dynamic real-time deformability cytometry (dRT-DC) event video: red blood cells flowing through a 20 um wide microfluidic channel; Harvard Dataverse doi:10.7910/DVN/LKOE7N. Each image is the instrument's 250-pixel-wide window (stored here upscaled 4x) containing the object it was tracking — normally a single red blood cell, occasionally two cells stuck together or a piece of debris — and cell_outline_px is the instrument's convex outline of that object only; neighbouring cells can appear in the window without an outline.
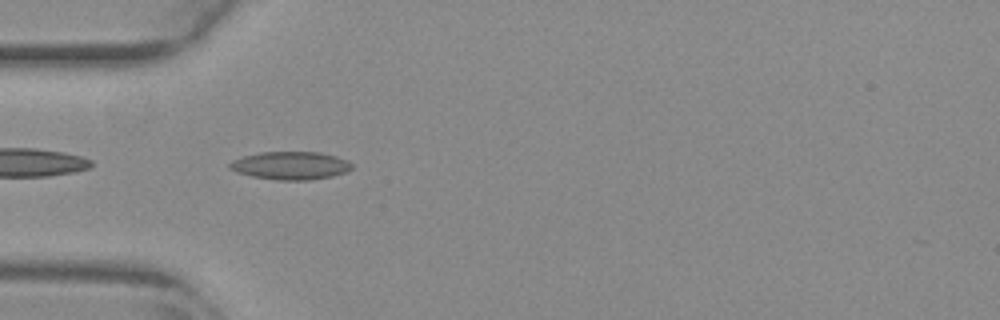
{"species": "common noctule bat (a hibernating species)", "species_latin": "Nyctalus noctula", "temperature_condition": "warm", "stored_images_in_passage": 39, "camera_frame_rate_fps": 3000, "um_per_image_px": 0.085, "animal": {"sex": "female", "body_mass_g": 29.2, "forearm_length_mm": 56.3}, "frame": {"image": 1, "passage_image": 2, "time_ms": 0.333, "image_size_px": [1000, 320], "cell_outline_px": [[352, 168], [344, 172], [332, 176], [308, 180], [280, 180], [252, 176], [236, 172], [228, 168], [228, 164], [232, 160], [244, 156], [260, 152], [320, 152], [336, 156], [348, 160], [352, 164]], "centroid_in_image_um": [24.68, 14.06], "position_along_channel_um": 60.3, "area_um2": 19.88}}
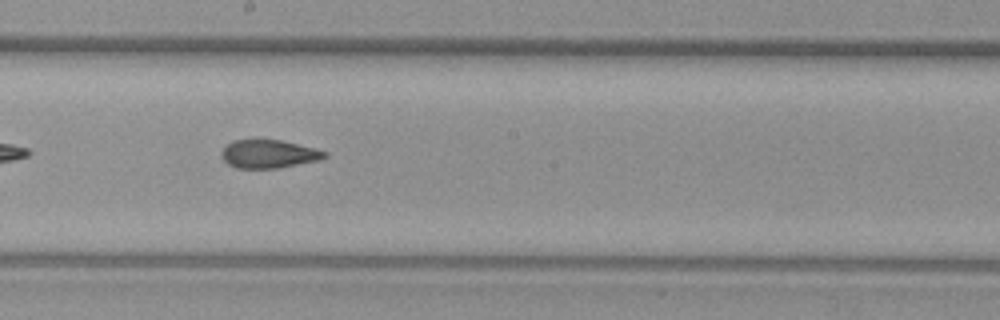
{"frame": {"image": 2, "passage_image": 15, "time_ms": 4.667, "image_size_px": [1000, 320], "cell_outline_px": [[328, 156], [320, 160], [280, 168], [236, 168], [228, 164], [224, 160], [220, 152], [232, 140], [252, 136], [256, 136], [280, 140], [328, 152]], "centroid_in_image_um": [22.8, 13.04], "position_along_channel_um": 225.4, "area_um2": 17.63}}
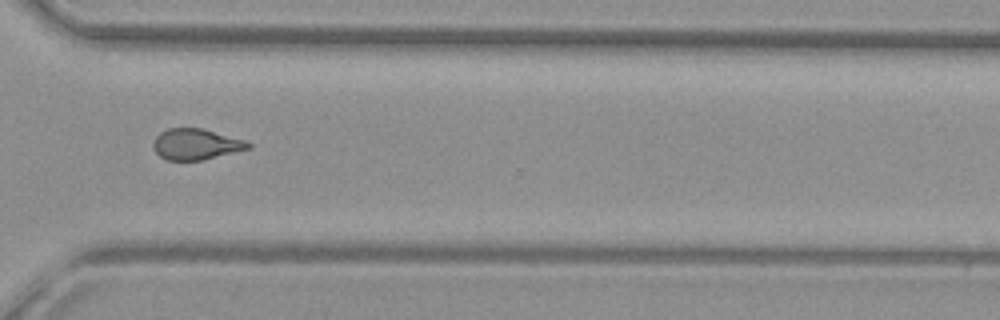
{"frame": {"image": 3, "passage_image": 25, "time_ms": 8.0, "image_size_px": [1000, 320], "cell_outline_px": [[252, 148], [200, 160], [168, 160], [160, 156], [156, 152], [152, 144], [156, 136], [160, 132], [168, 128], [200, 128], [244, 140], [252, 144]], "centroid_in_image_um": [16.64, 12.26], "position_along_channel_um": 354.0, "area_um2": 16.88}, "authors_computed_cell_mechanics": {"area_um2": 17.8024, "velocity_mm_per_s": 3.86, "shape_relaxation_time_tau1_ms": null, "shape_relaxation_time_tau2_ms": 2.1038, "deformation_change_tau1": null, "deformation_change_tau2": 0.0876}}